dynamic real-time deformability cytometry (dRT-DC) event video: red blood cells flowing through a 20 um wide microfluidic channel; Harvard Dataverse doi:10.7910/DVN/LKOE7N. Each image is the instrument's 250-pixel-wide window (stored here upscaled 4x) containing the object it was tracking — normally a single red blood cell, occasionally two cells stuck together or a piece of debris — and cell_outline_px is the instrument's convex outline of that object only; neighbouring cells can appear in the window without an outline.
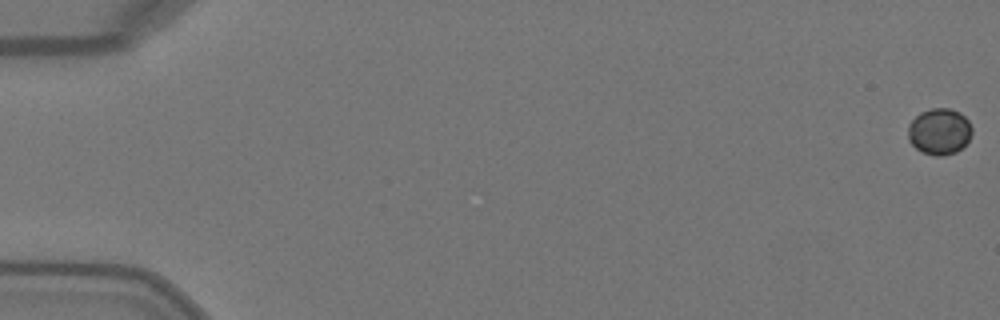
{"species": "Egyptian fruit bat (a non-hibernating species)", "species_latin": "Rousettus aegyptiacus", "temperature_condition": "warm", "stored_images_in_passage": 51, "camera_frame_rate_fps": 3000, "um_per_image_px": 0.085, "animal": {"sex": "female"}, "frame": {"image": 1, "passage_image": 1, "time_ms": 0.0, "image_size_px": [1000, 320], "cell_outline_px": [[972, 132], [968, 140], [956, 152], [944, 156], [936, 156], [924, 152], [916, 148], [908, 140], [908, 124], [920, 112], [932, 108], [948, 108], [960, 112], [968, 120], [972, 128]], "centroid_in_image_um": [79.84, 11.16], "position_along_channel_um": 5.2, "area_um2": 17.22}}
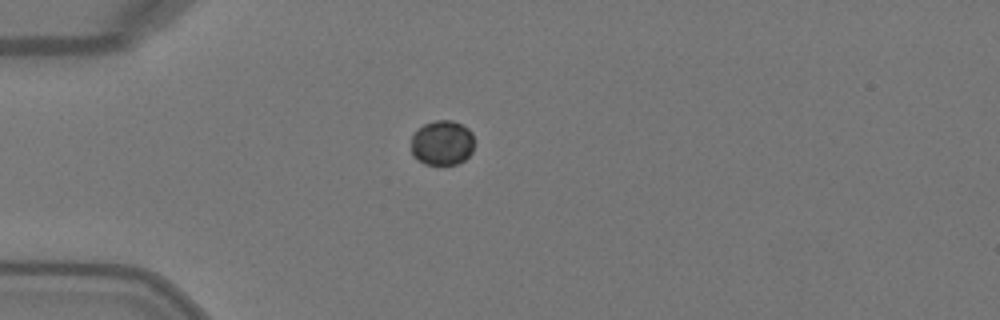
{"frame": {"image": 2, "passage_image": 15, "time_ms": 4.667, "image_size_px": [1000, 320], "cell_outline_px": [[472, 152], [464, 160], [456, 164], [424, 164], [412, 152], [412, 136], [424, 124], [436, 120], [452, 120], [468, 128], [472, 132]], "centroid_in_image_um": [37.6, 12.13], "position_along_channel_um": 47.4, "area_um2": 16.18}}
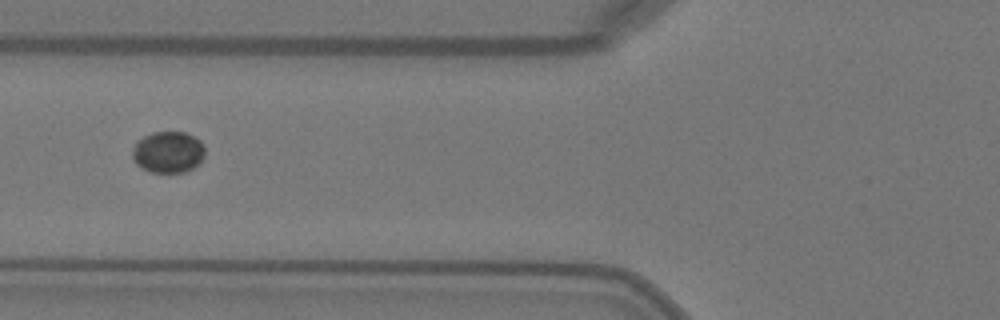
{"frame": {"image": 3, "passage_image": 21, "time_ms": 6.667, "image_size_px": [1000, 320], "cell_outline_px": [[204, 156], [192, 168], [184, 172], [152, 172], [136, 164], [132, 160], [132, 148], [136, 140], [152, 132], [184, 132], [200, 140], [204, 144]], "centroid_in_image_um": [14.25, 12.91], "position_along_channel_um": 111.5, "area_um2": 17.51}}